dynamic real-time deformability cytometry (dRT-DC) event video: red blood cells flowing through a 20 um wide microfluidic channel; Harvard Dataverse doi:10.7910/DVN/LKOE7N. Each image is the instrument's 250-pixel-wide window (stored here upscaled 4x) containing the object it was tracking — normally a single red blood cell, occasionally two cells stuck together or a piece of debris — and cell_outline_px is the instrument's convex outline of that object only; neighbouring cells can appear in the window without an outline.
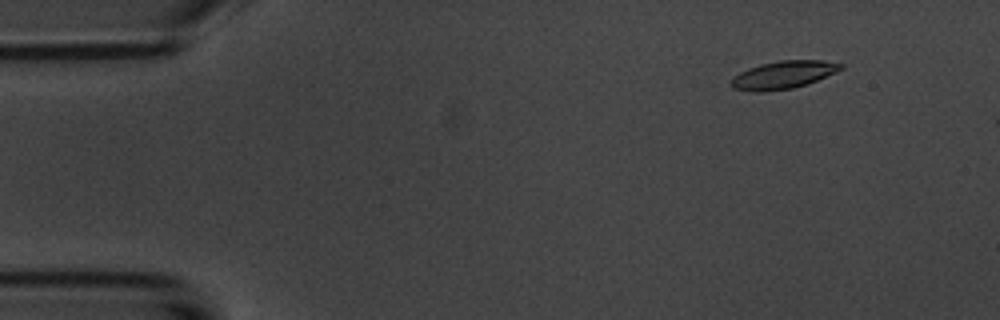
{"species": "common noctule bat (a hibernating species)", "species_latin": "Nyctalus noctula", "temperature_condition": "room temperature", "stored_images_in_passage": 12, "camera_frame_rate_fps": 3000, "um_per_image_px": 0.085, "animal": {"sex": "male", "body_mass_g": 20.1, "forearm_length_mm": 53.5}, "frame": {"image": 1, "passage_image": 6, "time_ms": 1.667, "image_size_px": [1000, 320], "cell_outline_px": [[844, 68], [836, 72], [816, 80], [792, 88], [760, 92], [756, 92], [732, 88], [728, 84], [740, 72], [748, 68], [760, 64], [780, 60], [820, 60], [844, 64]], "centroid_in_image_um": [66.56, 6.35], "position_along_channel_um": 18.4, "area_um2": 17.57}}